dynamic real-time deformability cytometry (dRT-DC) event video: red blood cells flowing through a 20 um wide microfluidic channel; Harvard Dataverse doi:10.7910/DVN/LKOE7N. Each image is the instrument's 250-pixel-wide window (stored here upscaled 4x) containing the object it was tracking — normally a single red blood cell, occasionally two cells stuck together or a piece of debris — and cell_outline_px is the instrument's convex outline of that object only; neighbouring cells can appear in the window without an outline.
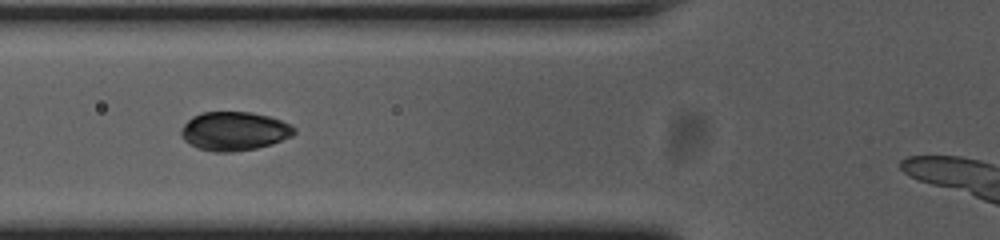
{"species": "common noctule bat (a hibernating species)", "species_latin": "Nyctalus noctula", "temperature_condition": "cold", "stored_images_in_passage": 39, "camera_frame_rate_fps": 3000, "um_per_image_px": 0.085, "animal": {"sex": "female", "body_mass_g": 23.0, "forearm_length_mm": 53.4}, "frame": {"image": 1, "passage_image": 11, "time_ms": 3.333, "image_size_px": [1000, 240], "cell_outline_px": [[292, 132], [276, 140], [264, 144], [248, 148], [204, 148], [188, 140], [184, 136], [184, 128], [196, 116], [208, 112], [240, 112], [260, 116], [276, 120], [292, 128]], "centroid_in_image_um": [19.87, 11.07], "position_along_channel_um": 105.9, "area_um2": 21.79}}
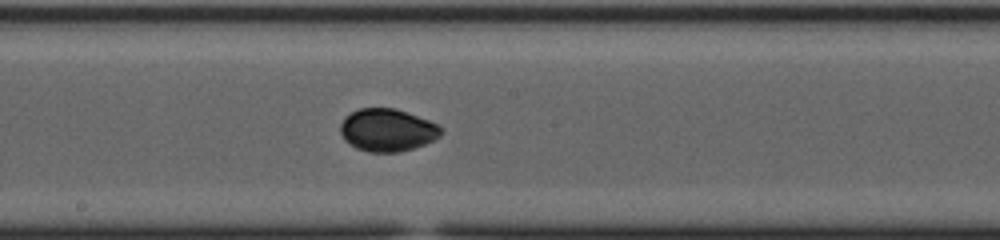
{"frame": {"image": 2, "passage_image": 20, "time_ms": 6.333, "image_size_px": [1000, 240], "cell_outline_px": [[440, 132], [428, 140], [404, 148], [364, 148], [348, 140], [344, 136], [344, 120], [352, 112], [364, 108], [388, 108], [424, 120], [432, 124]], "centroid_in_image_um": [32.85, 10.96], "position_along_channel_um": 215.4, "area_um2": 21.1}}
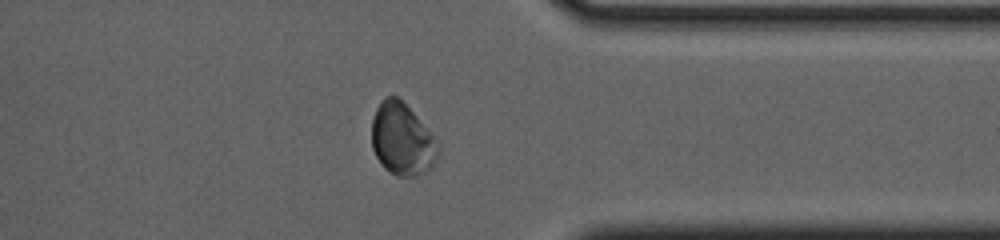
{"frame": {"image": 3, "passage_image": 34, "time_ms": 11.0, "image_size_px": [1000, 240], "cell_outline_px": [[412, 116], [404, 164], [400, 168], [388, 168], [380, 160], [372, 144], [372, 124], [376, 112], [380, 104], [384, 100], [392, 96], [400, 100]], "centroid_in_image_um": [33.27, 11.25], "position_along_channel_um": 378.1, "area_um2": 15.55}}